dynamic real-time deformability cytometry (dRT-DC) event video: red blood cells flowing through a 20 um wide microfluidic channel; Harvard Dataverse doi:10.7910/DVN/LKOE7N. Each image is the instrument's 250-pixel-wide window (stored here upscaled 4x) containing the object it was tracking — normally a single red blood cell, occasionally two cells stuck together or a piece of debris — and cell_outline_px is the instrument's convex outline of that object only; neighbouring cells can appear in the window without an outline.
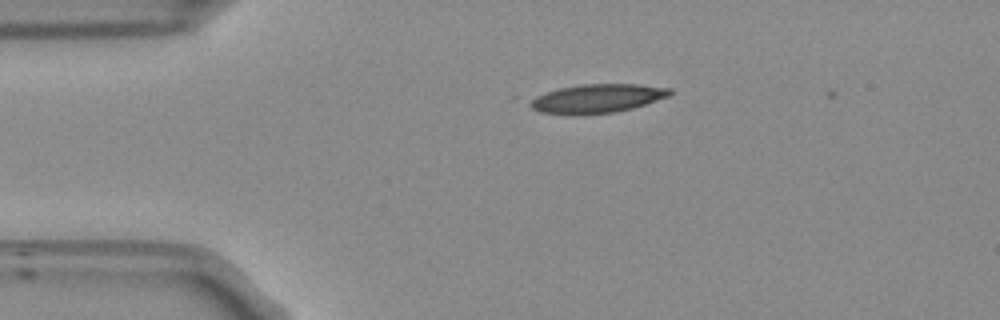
{"species": "Egyptian fruit bat (a non-hibernating species)", "species_latin": "Rousettus aegyptiacus", "temperature_condition": "room temperature", "stored_images_in_passage": 37, "camera_frame_rate_fps": 3000, "um_per_image_px": 0.085, "frame": {"image": 1, "passage_image": 1, "time_ms": 0.0, "image_size_px": [1000, 320], "cell_outline_px": [[672, 92], [668, 96], [632, 108], [616, 112], [572, 116], [540, 112], [532, 108], [512, 96], [584, 84], [636, 84], [672, 88]], "centroid_in_image_um": [50.4, 8.38], "position_along_channel_um": 34.6, "area_um2": 24.91}}
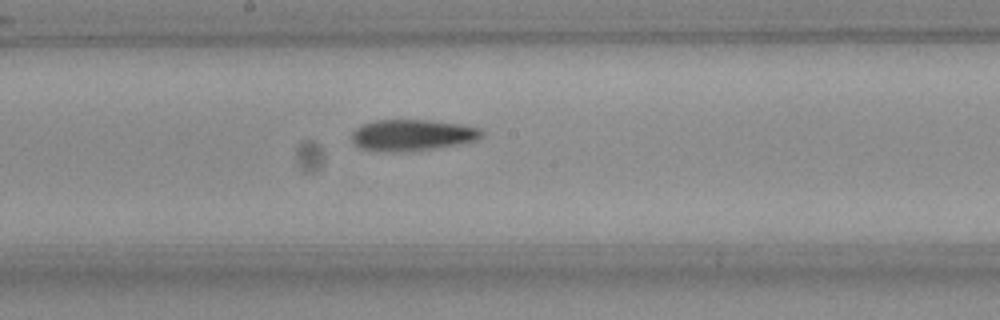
{"frame": {"image": 2, "passage_image": 18, "time_ms": 5.667, "image_size_px": [1000, 320], "cell_outline_px": [[484, 136], [476, 140], [456, 144], [432, 148], [360, 148], [352, 140], [352, 132], [356, 128], [372, 120], [428, 120], [460, 124], [480, 128], [484, 132]], "centroid_in_image_um": [35.12, 11.41], "position_along_channel_um": 213.1, "area_um2": 22.31}}
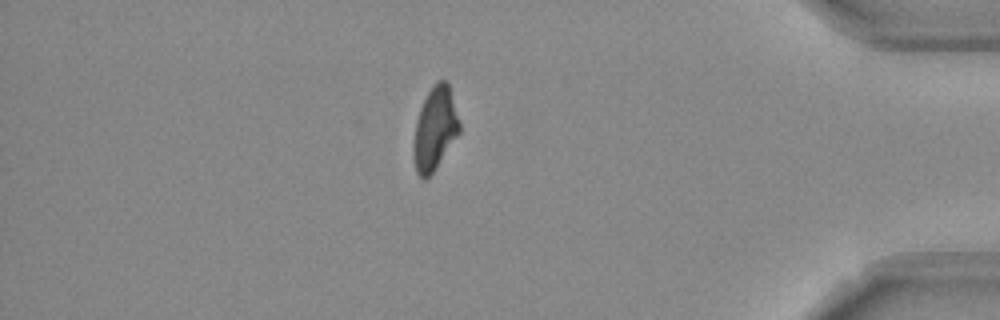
{"frame": {"image": 3, "passage_image": 36, "time_ms": 11.667, "image_size_px": [1000, 320], "cell_outline_px": [[460, 132], [432, 172], [424, 180], [416, 172], [412, 152], [416, 124], [420, 108], [432, 84], [436, 80], [444, 80], [448, 84], [460, 124]], "centroid_in_image_um": [36.95, 10.93], "position_along_channel_um": 398.2, "area_um2": 21.73}}